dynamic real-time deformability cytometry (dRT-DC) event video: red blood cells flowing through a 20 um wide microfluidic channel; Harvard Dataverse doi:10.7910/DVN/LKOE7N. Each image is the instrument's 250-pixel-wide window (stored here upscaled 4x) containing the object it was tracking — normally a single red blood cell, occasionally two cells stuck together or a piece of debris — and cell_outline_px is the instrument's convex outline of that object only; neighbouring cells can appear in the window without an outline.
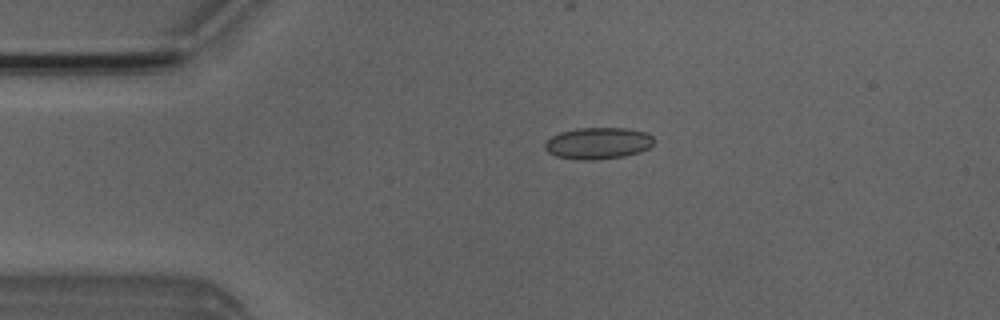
{"species": "Egyptian fruit bat (a non-hibernating species)", "species_latin": "Rousettus aegyptiacus", "temperature_condition": "room temperature", "stored_images_in_passage": 46, "camera_frame_rate_fps": 3000, "um_per_image_px": 0.085, "animal": {"sex": "male"}, "frame": {"image": 1, "passage_image": 5, "time_ms": 1.333, "image_size_px": [1000, 320], "cell_outline_px": [[652, 144], [648, 148], [640, 152], [624, 156], [596, 160], [576, 160], [556, 156], [548, 152], [544, 148], [544, 144], [552, 136], [560, 132], [580, 128], [624, 128], [644, 132], [652, 136]], "centroid_in_image_um": [50.8, 12.19], "position_along_channel_um": 34.2, "area_um2": 20.0}}
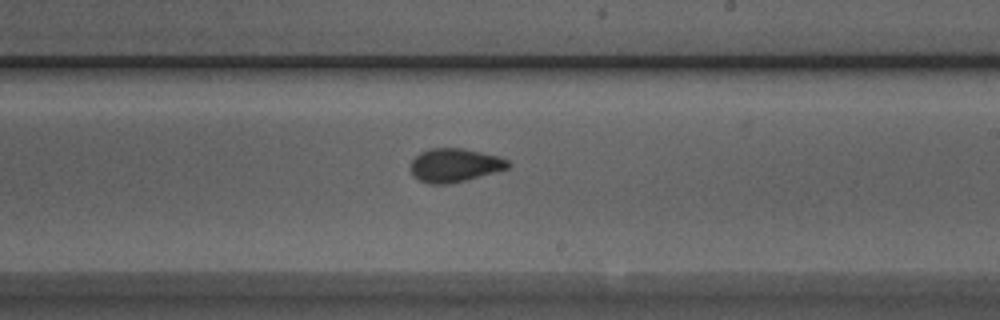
{"frame": {"image": 2, "passage_image": 24, "time_ms": 7.667, "image_size_px": [1000, 320], "cell_outline_px": [[512, 164], [508, 168], [464, 180], [448, 184], [428, 184], [412, 176], [412, 160], [420, 152], [428, 148], [464, 148], [500, 156], [508, 160]], "centroid_in_image_um": [38.65, 14.03], "position_along_channel_um": 250.3, "area_um2": 19.02}}
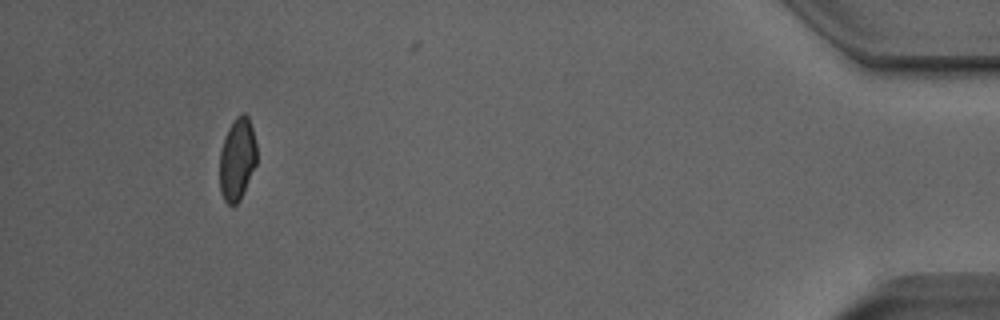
{"frame": {"image": 3, "passage_image": 42, "time_ms": 13.667, "image_size_px": [1000, 320], "cell_outline_px": [[256, 164], [240, 200], [236, 204], [228, 204], [224, 200], [220, 192], [220, 152], [228, 128], [236, 116], [244, 112], [248, 116], [252, 128], [256, 144]], "centroid_in_image_um": [20.16, 13.52], "position_along_channel_um": 415.0, "area_um2": 17.69}, "authors_computed_cell_mechanics": {"area_um2": 18.8428, "velocity_mm_per_s": 3.9806, "shape_relaxation_time_tau1_ms": 5.0353, "shape_relaxation_time_tau2_ms": 1.309, "deformation_change_tau1": 0.1245, "deformation_change_tau2": 0.06}}